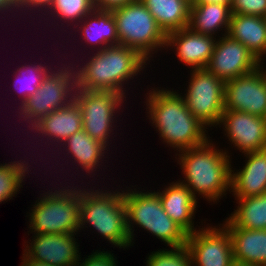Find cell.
<instances>
[{
	"instance_id": "obj_15",
	"label": "cell",
	"mask_w": 266,
	"mask_h": 266,
	"mask_svg": "<svg viewBox=\"0 0 266 266\" xmlns=\"http://www.w3.org/2000/svg\"><path fill=\"white\" fill-rule=\"evenodd\" d=\"M69 104L68 88L59 75L49 73L38 90L19 105V119L35 124L47 114Z\"/></svg>"
},
{
	"instance_id": "obj_3",
	"label": "cell",
	"mask_w": 266,
	"mask_h": 266,
	"mask_svg": "<svg viewBox=\"0 0 266 266\" xmlns=\"http://www.w3.org/2000/svg\"><path fill=\"white\" fill-rule=\"evenodd\" d=\"M80 226L91 224L93 229L114 247L128 248L131 245L127 229V209L122 192L107 190L79 189Z\"/></svg>"
},
{
	"instance_id": "obj_39",
	"label": "cell",
	"mask_w": 266,
	"mask_h": 266,
	"mask_svg": "<svg viewBox=\"0 0 266 266\" xmlns=\"http://www.w3.org/2000/svg\"><path fill=\"white\" fill-rule=\"evenodd\" d=\"M191 3H220L231 5L232 0H192Z\"/></svg>"
},
{
	"instance_id": "obj_29",
	"label": "cell",
	"mask_w": 266,
	"mask_h": 266,
	"mask_svg": "<svg viewBox=\"0 0 266 266\" xmlns=\"http://www.w3.org/2000/svg\"><path fill=\"white\" fill-rule=\"evenodd\" d=\"M31 65V66H30ZM24 64L19 66L17 70L14 71L15 79L13 85L16 86L15 90H19L16 93H19V99H21V105L28 99L29 96L33 95L38 88L40 87L45 76L48 74V69L44 64L37 65Z\"/></svg>"
},
{
	"instance_id": "obj_25",
	"label": "cell",
	"mask_w": 266,
	"mask_h": 266,
	"mask_svg": "<svg viewBox=\"0 0 266 266\" xmlns=\"http://www.w3.org/2000/svg\"><path fill=\"white\" fill-rule=\"evenodd\" d=\"M168 34L189 26L192 0H140Z\"/></svg>"
},
{
	"instance_id": "obj_12",
	"label": "cell",
	"mask_w": 266,
	"mask_h": 266,
	"mask_svg": "<svg viewBox=\"0 0 266 266\" xmlns=\"http://www.w3.org/2000/svg\"><path fill=\"white\" fill-rule=\"evenodd\" d=\"M262 63L241 42L222 34L206 67L224 83L255 71Z\"/></svg>"
},
{
	"instance_id": "obj_34",
	"label": "cell",
	"mask_w": 266,
	"mask_h": 266,
	"mask_svg": "<svg viewBox=\"0 0 266 266\" xmlns=\"http://www.w3.org/2000/svg\"><path fill=\"white\" fill-rule=\"evenodd\" d=\"M88 257V258H87ZM85 260L79 259L77 266H117L116 257L108 251L95 250L93 254L87 255ZM115 257V258H114ZM82 260V262H80Z\"/></svg>"
},
{
	"instance_id": "obj_26",
	"label": "cell",
	"mask_w": 266,
	"mask_h": 266,
	"mask_svg": "<svg viewBox=\"0 0 266 266\" xmlns=\"http://www.w3.org/2000/svg\"><path fill=\"white\" fill-rule=\"evenodd\" d=\"M238 207L227 219L238 228L266 229V193L246 198H235Z\"/></svg>"
},
{
	"instance_id": "obj_37",
	"label": "cell",
	"mask_w": 266,
	"mask_h": 266,
	"mask_svg": "<svg viewBox=\"0 0 266 266\" xmlns=\"http://www.w3.org/2000/svg\"><path fill=\"white\" fill-rule=\"evenodd\" d=\"M10 10V11H9ZM16 6L10 1V0H0V13H6L8 14V11L9 13H12L13 12H16Z\"/></svg>"
},
{
	"instance_id": "obj_31",
	"label": "cell",
	"mask_w": 266,
	"mask_h": 266,
	"mask_svg": "<svg viewBox=\"0 0 266 266\" xmlns=\"http://www.w3.org/2000/svg\"><path fill=\"white\" fill-rule=\"evenodd\" d=\"M68 88L69 104H79L94 97L100 90L89 80L62 79Z\"/></svg>"
},
{
	"instance_id": "obj_14",
	"label": "cell",
	"mask_w": 266,
	"mask_h": 266,
	"mask_svg": "<svg viewBox=\"0 0 266 266\" xmlns=\"http://www.w3.org/2000/svg\"><path fill=\"white\" fill-rule=\"evenodd\" d=\"M31 245L26 246L24 254L38 262L53 266H77L80 254L79 245L73 233L38 234L34 233ZM79 254V255H78Z\"/></svg>"
},
{
	"instance_id": "obj_6",
	"label": "cell",
	"mask_w": 266,
	"mask_h": 266,
	"mask_svg": "<svg viewBox=\"0 0 266 266\" xmlns=\"http://www.w3.org/2000/svg\"><path fill=\"white\" fill-rule=\"evenodd\" d=\"M88 57V79L100 91H112L125 98L124 83L144 71L146 62L136 49L122 45L105 47Z\"/></svg>"
},
{
	"instance_id": "obj_43",
	"label": "cell",
	"mask_w": 266,
	"mask_h": 266,
	"mask_svg": "<svg viewBox=\"0 0 266 266\" xmlns=\"http://www.w3.org/2000/svg\"><path fill=\"white\" fill-rule=\"evenodd\" d=\"M34 17V16H33ZM37 17V16H36ZM41 18H44V17H41ZM33 19H35V18H33ZM40 21H41V19H39ZM45 20H47V19H45ZM44 20V21H45ZM43 21V20H42ZM40 23V22H39ZM46 24V23H45ZM50 24V23H49ZM47 25H48V23H47ZM47 25H46V27H47ZM51 25H54V24H51ZM50 26V25H49ZM52 31V30H51ZM33 37V36H32Z\"/></svg>"
},
{
	"instance_id": "obj_19",
	"label": "cell",
	"mask_w": 266,
	"mask_h": 266,
	"mask_svg": "<svg viewBox=\"0 0 266 266\" xmlns=\"http://www.w3.org/2000/svg\"><path fill=\"white\" fill-rule=\"evenodd\" d=\"M166 214L187 234L196 231L195 217L197 200L187 186L180 181L172 182L164 190L156 192Z\"/></svg>"
},
{
	"instance_id": "obj_13",
	"label": "cell",
	"mask_w": 266,
	"mask_h": 266,
	"mask_svg": "<svg viewBox=\"0 0 266 266\" xmlns=\"http://www.w3.org/2000/svg\"><path fill=\"white\" fill-rule=\"evenodd\" d=\"M217 125L220 127L224 125L223 129L229 141L243 154L266 148V118L264 117L224 110Z\"/></svg>"
},
{
	"instance_id": "obj_18",
	"label": "cell",
	"mask_w": 266,
	"mask_h": 266,
	"mask_svg": "<svg viewBox=\"0 0 266 266\" xmlns=\"http://www.w3.org/2000/svg\"><path fill=\"white\" fill-rule=\"evenodd\" d=\"M246 156L243 169L232 170L230 192L235 198H246L266 193V148L244 153ZM248 159V160H247ZM233 172V173H232Z\"/></svg>"
},
{
	"instance_id": "obj_1",
	"label": "cell",
	"mask_w": 266,
	"mask_h": 266,
	"mask_svg": "<svg viewBox=\"0 0 266 266\" xmlns=\"http://www.w3.org/2000/svg\"><path fill=\"white\" fill-rule=\"evenodd\" d=\"M151 90L146 93L147 114L163 143L178 152L202 145L209 139L208 127L190 112L182 93L164 88Z\"/></svg>"
},
{
	"instance_id": "obj_9",
	"label": "cell",
	"mask_w": 266,
	"mask_h": 266,
	"mask_svg": "<svg viewBox=\"0 0 266 266\" xmlns=\"http://www.w3.org/2000/svg\"><path fill=\"white\" fill-rule=\"evenodd\" d=\"M266 66L225 82V110L266 118Z\"/></svg>"
},
{
	"instance_id": "obj_16",
	"label": "cell",
	"mask_w": 266,
	"mask_h": 266,
	"mask_svg": "<svg viewBox=\"0 0 266 266\" xmlns=\"http://www.w3.org/2000/svg\"><path fill=\"white\" fill-rule=\"evenodd\" d=\"M215 37L196 33L185 27L166 34L165 47H174L178 60L191 67V70L202 69L209 64L216 42Z\"/></svg>"
},
{
	"instance_id": "obj_20",
	"label": "cell",
	"mask_w": 266,
	"mask_h": 266,
	"mask_svg": "<svg viewBox=\"0 0 266 266\" xmlns=\"http://www.w3.org/2000/svg\"><path fill=\"white\" fill-rule=\"evenodd\" d=\"M222 225L230 233L234 261L266 266V229L238 228L228 219Z\"/></svg>"
},
{
	"instance_id": "obj_33",
	"label": "cell",
	"mask_w": 266,
	"mask_h": 266,
	"mask_svg": "<svg viewBox=\"0 0 266 266\" xmlns=\"http://www.w3.org/2000/svg\"><path fill=\"white\" fill-rule=\"evenodd\" d=\"M55 29V28H54ZM57 31V30H56ZM61 31V30H60ZM66 31V30H63ZM62 32V31H61ZM58 33V32H57ZM64 33V32H63ZM67 33V32H66ZM60 35V34H59ZM60 37V36H59ZM68 37V36H67ZM72 37V36H71ZM70 38V37H69ZM63 41V40H62ZM68 43V42H67ZM64 47V46H62ZM60 48V47H59ZM58 50V49H57ZM68 50V49H67ZM73 52V51H72ZM66 53V52H65ZM63 55V54H62ZM65 55V54H64ZM67 56V55H66ZM61 57V56H60ZM65 57V56H64ZM68 57V56H67ZM66 59V58H65ZM63 60V59H62ZM71 62V61H69ZM61 63V62H60ZM62 64V63H61ZM69 64V63H68ZM63 67L57 66L51 68L50 65H46V68L48 69L49 73L59 75L61 79H76L79 78V80H87V67H88V60L86 59V62L83 64L76 66V64H72V62L69 65H65V63L62 64ZM72 66V67H70ZM74 66V67H73ZM76 66V67H75ZM80 66V67H79ZM55 68V69H54ZM78 68V69H77ZM54 69V70H53ZM57 69V70H56ZM76 69V70H75Z\"/></svg>"
},
{
	"instance_id": "obj_7",
	"label": "cell",
	"mask_w": 266,
	"mask_h": 266,
	"mask_svg": "<svg viewBox=\"0 0 266 266\" xmlns=\"http://www.w3.org/2000/svg\"><path fill=\"white\" fill-rule=\"evenodd\" d=\"M111 10L116 23L119 45L136 49L149 62L152 54L162 47L166 49V34L140 0Z\"/></svg>"
},
{
	"instance_id": "obj_28",
	"label": "cell",
	"mask_w": 266,
	"mask_h": 266,
	"mask_svg": "<svg viewBox=\"0 0 266 266\" xmlns=\"http://www.w3.org/2000/svg\"><path fill=\"white\" fill-rule=\"evenodd\" d=\"M25 163V164H24ZM29 162L11 161L0 165V203L15 197L22 187L26 174H29Z\"/></svg>"
},
{
	"instance_id": "obj_35",
	"label": "cell",
	"mask_w": 266,
	"mask_h": 266,
	"mask_svg": "<svg viewBox=\"0 0 266 266\" xmlns=\"http://www.w3.org/2000/svg\"><path fill=\"white\" fill-rule=\"evenodd\" d=\"M94 7L97 9L111 10L113 8L123 6L127 3L134 2L136 0H92Z\"/></svg>"
},
{
	"instance_id": "obj_21",
	"label": "cell",
	"mask_w": 266,
	"mask_h": 266,
	"mask_svg": "<svg viewBox=\"0 0 266 266\" xmlns=\"http://www.w3.org/2000/svg\"><path fill=\"white\" fill-rule=\"evenodd\" d=\"M80 22L81 25L79 23H72L71 27L78 29L75 31L81 33V37L83 40L85 39L84 43L88 44V47L89 44L93 48L97 45L98 48L95 49L99 51L105 47L119 45V37L112 10L95 8Z\"/></svg>"
},
{
	"instance_id": "obj_30",
	"label": "cell",
	"mask_w": 266,
	"mask_h": 266,
	"mask_svg": "<svg viewBox=\"0 0 266 266\" xmlns=\"http://www.w3.org/2000/svg\"><path fill=\"white\" fill-rule=\"evenodd\" d=\"M153 251L146 260V266H192V259L187 245Z\"/></svg>"
},
{
	"instance_id": "obj_23",
	"label": "cell",
	"mask_w": 266,
	"mask_h": 266,
	"mask_svg": "<svg viewBox=\"0 0 266 266\" xmlns=\"http://www.w3.org/2000/svg\"><path fill=\"white\" fill-rule=\"evenodd\" d=\"M227 35L241 42L264 64L263 61L266 60V18L232 14Z\"/></svg>"
},
{
	"instance_id": "obj_22",
	"label": "cell",
	"mask_w": 266,
	"mask_h": 266,
	"mask_svg": "<svg viewBox=\"0 0 266 266\" xmlns=\"http://www.w3.org/2000/svg\"><path fill=\"white\" fill-rule=\"evenodd\" d=\"M56 144L54 145L56 148L60 147L56 152H58L59 149L60 151L63 150V152L65 150L67 153L63 154L66 156L71 155L69 156L70 162L72 161V163L76 164L75 166L78 164L82 171L85 170L88 175L91 173L95 175L94 172L97 170V168L99 169L101 167L100 165L103 163L102 161H106L103 159L105 153H107V151H105L107 150V147L101 142L94 140L83 129L68 137L63 143L59 142L58 144V142H56Z\"/></svg>"
},
{
	"instance_id": "obj_41",
	"label": "cell",
	"mask_w": 266,
	"mask_h": 266,
	"mask_svg": "<svg viewBox=\"0 0 266 266\" xmlns=\"http://www.w3.org/2000/svg\"><path fill=\"white\" fill-rule=\"evenodd\" d=\"M230 266H254V265L234 261Z\"/></svg>"
},
{
	"instance_id": "obj_4",
	"label": "cell",
	"mask_w": 266,
	"mask_h": 266,
	"mask_svg": "<svg viewBox=\"0 0 266 266\" xmlns=\"http://www.w3.org/2000/svg\"><path fill=\"white\" fill-rule=\"evenodd\" d=\"M132 190V191H130ZM122 190L127 209V229L131 243L134 240V225L144 228L170 247L186 244L188 234L164 211L159 195L154 192Z\"/></svg>"
},
{
	"instance_id": "obj_36",
	"label": "cell",
	"mask_w": 266,
	"mask_h": 266,
	"mask_svg": "<svg viewBox=\"0 0 266 266\" xmlns=\"http://www.w3.org/2000/svg\"><path fill=\"white\" fill-rule=\"evenodd\" d=\"M54 0H20L16 6L51 7Z\"/></svg>"
},
{
	"instance_id": "obj_27",
	"label": "cell",
	"mask_w": 266,
	"mask_h": 266,
	"mask_svg": "<svg viewBox=\"0 0 266 266\" xmlns=\"http://www.w3.org/2000/svg\"><path fill=\"white\" fill-rule=\"evenodd\" d=\"M20 10V14L40 10L43 12L42 15L52 17L50 19L59 20L60 23L66 22L67 27L71 26L72 23H80V21L88 14H90L94 9V4L92 0H54L51 7H30L29 6H16V12ZM24 10V11H23ZM51 16H50V15ZM54 17V18H53ZM72 22V23H71Z\"/></svg>"
},
{
	"instance_id": "obj_17",
	"label": "cell",
	"mask_w": 266,
	"mask_h": 266,
	"mask_svg": "<svg viewBox=\"0 0 266 266\" xmlns=\"http://www.w3.org/2000/svg\"><path fill=\"white\" fill-rule=\"evenodd\" d=\"M27 123L31 131L38 133V137L41 138L38 141H44L45 138L48 140L45 141V144H48L47 146L50 144L53 146L56 142L63 143L68 137L83 129L82 112L78 104H68L59 108L47 114L35 124L28 121Z\"/></svg>"
},
{
	"instance_id": "obj_10",
	"label": "cell",
	"mask_w": 266,
	"mask_h": 266,
	"mask_svg": "<svg viewBox=\"0 0 266 266\" xmlns=\"http://www.w3.org/2000/svg\"><path fill=\"white\" fill-rule=\"evenodd\" d=\"M192 266H230L234 262L230 233L222 225L202 227L186 241Z\"/></svg>"
},
{
	"instance_id": "obj_42",
	"label": "cell",
	"mask_w": 266,
	"mask_h": 266,
	"mask_svg": "<svg viewBox=\"0 0 266 266\" xmlns=\"http://www.w3.org/2000/svg\"><path fill=\"white\" fill-rule=\"evenodd\" d=\"M10 1L16 6L20 0H10Z\"/></svg>"
},
{
	"instance_id": "obj_38",
	"label": "cell",
	"mask_w": 266,
	"mask_h": 266,
	"mask_svg": "<svg viewBox=\"0 0 266 266\" xmlns=\"http://www.w3.org/2000/svg\"><path fill=\"white\" fill-rule=\"evenodd\" d=\"M23 260H22V265L21 266H53L51 264H47L44 262H38L33 259H29L25 254H23Z\"/></svg>"
},
{
	"instance_id": "obj_11",
	"label": "cell",
	"mask_w": 266,
	"mask_h": 266,
	"mask_svg": "<svg viewBox=\"0 0 266 266\" xmlns=\"http://www.w3.org/2000/svg\"><path fill=\"white\" fill-rule=\"evenodd\" d=\"M124 99L119 93L99 91L94 97L80 102L78 105L82 112L83 130L94 140L109 147V134L114 131L113 126L116 127L115 115L122 109Z\"/></svg>"
},
{
	"instance_id": "obj_5",
	"label": "cell",
	"mask_w": 266,
	"mask_h": 266,
	"mask_svg": "<svg viewBox=\"0 0 266 266\" xmlns=\"http://www.w3.org/2000/svg\"><path fill=\"white\" fill-rule=\"evenodd\" d=\"M70 188V189H69ZM78 187L51 189L33 204L29 230L38 234H77L80 226V193Z\"/></svg>"
},
{
	"instance_id": "obj_24",
	"label": "cell",
	"mask_w": 266,
	"mask_h": 266,
	"mask_svg": "<svg viewBox=\"0 0 266 266\" xmlns=\"http://www.w3.org/2000/svg\"><path fill=\"white\" fill-rule=\"evenodd\" d=\"M231 15V7L227 4L191 3L188 27L196 33L209 36L215 35L224 28V35H226Z\"/></svg>"
},
{
	"instance_id": "obj_32",
	"label": "cell",
	"mask_w": 266,
	"mask_h": 266,
	"mask_svg": "<svg viewBox=\"0 0 266 266\" xmlns=\"http://www.w3.org/2000/svg\"><path fill=\"white\" fill-rule=\"evenodd\" d=\"M232 14L261 16L266 18V0H232Z\"/></svg>"
},
{
	"instance_id": "obj_8",
	"label": "cell",
	"mask_w": 266,
	"mask_h": 266,
	"mask_svg": "<svg viewBox=\"0 0 266 266\" xmlns=\"http://www.w3.org/2000/svg\"><path fill=\"white\" fill-rule=\"evenodd\" d=\"M190 73L188 90L183 96L186 106L204 125L215 127L225 110V83L207 68Z\"/></svg>"
},
{
	"instance_id": "obj_40",
	"label": "cell",
	"mask_w": 266,
	"mask_h": 266,
	"mask_svg": "<svg viewBox=\"0 0 266 266\" xmlns=\"http://www.w3.org/2000/svg\"><path fill=\"white\" fill-rule=\"evenodd\" d=\"M25 145H26V144H25ZM33 148H34V147H33ZM37 150H38V149H37ZM52 151H53V150H52ZM49 152H50V150H49ZM28 153H29V152H28ZM45 153H46V152H45ZM55 153H56V152H55ZM55 153L52 152L51 154H55ZM29 154H30V153H29ZM34 154H35V153H34ZM58 154L60 155V152H58ZM40 156H41V155H40ZM40 156H39V157H40ZM46 156H47V154H46ZM37 157H38V156H37ZM52 157H55V156L52 155ZM58 157H59V156H58ZM58 157H57V158H58ZM42 158H43V157H42ZM55 158H56V157H55ZM31 159H32V158H31ZM45 159H46V158H45ZM42 160H43V159H42ZM52 160H53V159H52ZM55 160H56V159H55ZM63 160H64V159H62V161H63ZM33 161H34V160H33ZM33 161H32V162H33ZM36 161H37V159H36ZM40 161H41V159H40ZM43 161H44V160H43ZM50 161H51V160H50ZM59 161H60V160H59ZM59 161H57V162H59ZM32 162H31V163H32ZM41 162H42V161H41ZM57 162H56V163H57ZM63 162H64V161H63ZM34 163H35V162H34ZM48 163H50V162H48ZM48 163H47V164H48ZM56 163H55V165H56ZM53 164H54V163H53ZM57 165H58V163H57ZM61 165H63V164H61ZM53 166H54V165H53ZM53 166H52V167H53ZM55 167H56V166H55ZM54 169H55V168H54Z\"/></svg>"
},
{
	"instance_id": "obj_2",
	"label": "cell",
	"mask_w": 266,
	"mask_h": 266,
	"mask_svg": "<svg viewBox=\"0 0 266 266\" xmlns=\"http://www.w3.org/2000/svg\"><path fill=\"white\" fill-rule=\"evenodd\" d=\"M210 140L179 151L178 164L185 176L181 183L187 186L193 196L198 200L199 194L217 203L219 198L226 196L225 192L230 191L232 166L226 149H217Z\"/></svg>"
}]
</instances>
